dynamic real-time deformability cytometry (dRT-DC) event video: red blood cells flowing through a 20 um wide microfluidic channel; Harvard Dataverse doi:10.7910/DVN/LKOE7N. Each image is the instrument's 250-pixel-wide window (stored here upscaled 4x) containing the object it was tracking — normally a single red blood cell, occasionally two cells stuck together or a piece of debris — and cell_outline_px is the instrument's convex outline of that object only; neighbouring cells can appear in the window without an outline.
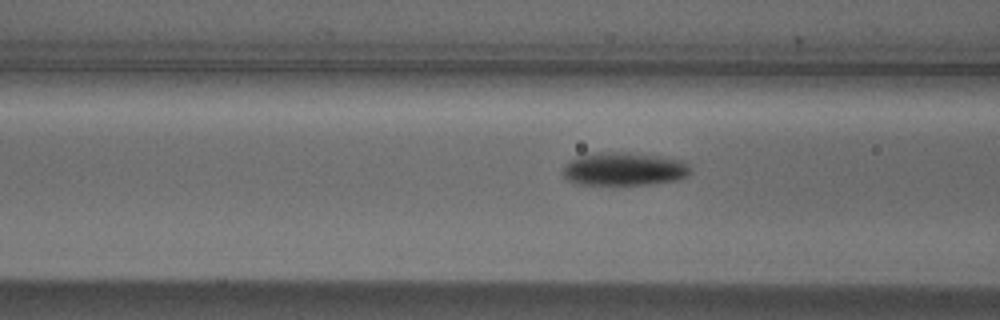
{"species": "Egyptian fruit bat (a non-hibernating species)", "species_latin": "Rousettus aegyptiacus", "temperature_condition": "cold", "stored_images_in_passage": 14, "camera_frame_rate_fps": 3000, "um_per_image_px": 0.085, "animal": {"sex": "male"}, "frame": {"image": 1, "passage_image": 12, "time_ms": 3.667, "image_size_px": [1000, 320], "cell_outline_px": [[692, 172], [688, 176], [676, 180], [652, 184], [576, 184], [568, 180], [560, 172], [564, 164], [568, 160], [576, 156], [596, 152], [628, 152], [660, 156], [684, 160], [688, 164]], "centroid_in_image_um": [53.02, 14.35], "position_along_channel_um": 113.6, "area_um2": 25.14}}